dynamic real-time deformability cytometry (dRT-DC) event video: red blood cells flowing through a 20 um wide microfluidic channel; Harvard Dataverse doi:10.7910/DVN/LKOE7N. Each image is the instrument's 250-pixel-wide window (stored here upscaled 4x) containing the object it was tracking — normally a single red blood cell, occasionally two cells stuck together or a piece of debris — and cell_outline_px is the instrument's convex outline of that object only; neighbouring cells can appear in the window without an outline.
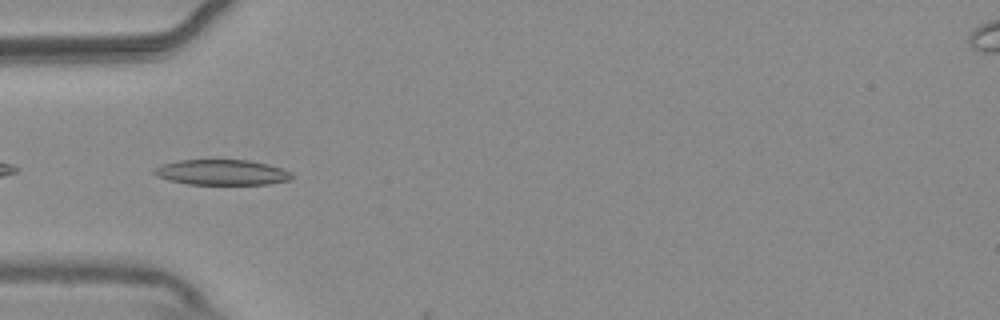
{"species": "common noctule bat (a hibernating species)", "species_latin": "Nyctalus noctula", "temperature_condition": "warm", "stored_images_in_passage": 3, "camera_frame_rate_fps": 3000, "um_per_image_px": 0.085, "animal": {"sex": "male", "body_mass_g": 20.4}, "frame": {"image": 1, "passage_image": 2, "time_ms": 0.333, "image_size_px": [1000, 320], "cell_outline_px": [[292, 180], [268, 184], [188, 184], [168, 180], [156, 176], [152, 172], [152, 168], [160, 164], [180, 160], [248, 160], [268, 164], [292, 172]], "centroid_in_image_um": [18.82, 14.65], "position_along_channel_um": 66.2, "area_um2": 20.52}}